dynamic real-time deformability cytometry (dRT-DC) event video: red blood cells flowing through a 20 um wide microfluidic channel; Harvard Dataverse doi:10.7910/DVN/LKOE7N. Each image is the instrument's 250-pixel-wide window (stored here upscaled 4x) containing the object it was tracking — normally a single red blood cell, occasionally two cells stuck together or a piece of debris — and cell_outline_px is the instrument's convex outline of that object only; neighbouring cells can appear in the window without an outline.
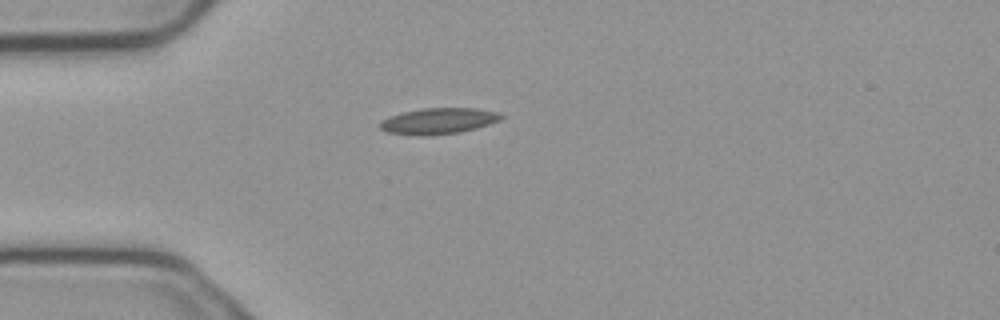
{"species": "common noctule bat (a hibernating species)", "species_latin": "Nyctalus noctula", "temperature_condition": "cold", "stored_images_in_passage": 2, "camera_frame_rate_fps": 3000, "um_per_image_px": 0.085, "animal": {"sex": "male", "body_mass_g": 23.1, "forearm_length_mm": 52.7}, "frame": {"image": 1, "passage_image": 1, "time_ms": 0.0, "image_size_px": [1000, 320], "cell_outline_px": [[504, 116], [500, 120], [476, 128], [460, 132], [424, 136], [420, 136], [388, 132], [380, 128], [380, 120], [388, 116], [420, 108], [476, 108], [496, 112]], "centroid_in_image_um": [37.24, 10.28], "position_along_channel_um": 47.8, "area_um2": 18.32}}